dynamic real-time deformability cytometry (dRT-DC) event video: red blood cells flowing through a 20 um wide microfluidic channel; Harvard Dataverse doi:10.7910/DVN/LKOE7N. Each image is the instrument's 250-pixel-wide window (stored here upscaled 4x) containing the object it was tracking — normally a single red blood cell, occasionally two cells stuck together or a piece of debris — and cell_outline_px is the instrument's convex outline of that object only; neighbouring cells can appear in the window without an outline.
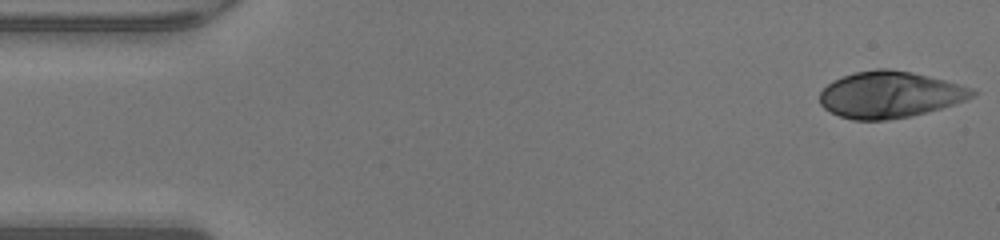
{"species": "human", "species_latin": "Homo sapiens", "temperature_condition": "warm", "stored_images_in_passage": 47, "camera_frame_rate_fps": 3000, "um_per_image_px": 0.085, "donor": {"sex": "male"}, "frame": {"image": 1, "passage_image": 1, "time_ms": 0.0, "image_size_px": [1000, 240], "cell_outline_px": [[976, 92], [972, 96], [964, 100], [940, 108], [912, 116], [888, 120], [852, 120], [840, 116], [824, 108], [820, 104], [820, 92], [832, 80], [856, 72], [876, 68], [888, 68], [912, 72], [944, 80], [972, 88]], "centroid_in_image_um": [75.59, 8.04], "position_along_channel_um": 9.4, "area_um2": 41.04}}
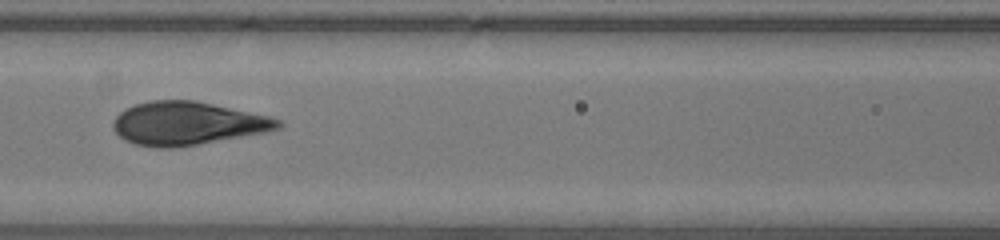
{"frame": {"image": 2, "passage_image": 20, "time_ms": 6.333, "image_size_px": [1000, 240], "cell_outline_px": [[284, 124], [280, 128], [264, 132], [196, 144], [172, 148], [160, 148], [136, 144], [124, 140], [112, 128], [112, 120], [124, 108], [136, 104], [152, 100], [196, 100], [268, 116], [280, 120]], "centroid_in_image_um": [15.88, 10.48], "position_along_channel_um": 150.7, "area_um2": 41.27}}
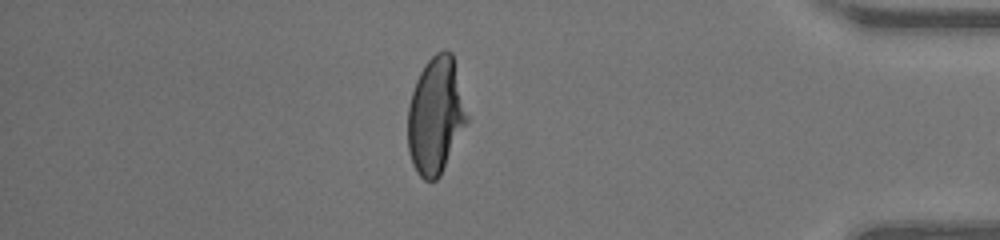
{"frame": {"image": 3, "passage_image": 40, "time_ms": 13.0, "image_size_px": [1000, 240], "cell_outline_px": [[468, 120], [440, 176], [436, 180], [424, 180], [416, 172], [412, 164], [408, 152], [408, 108], [412, 92], [416, 80], [424, 64], [436, 52], [444, 48], [452, 52], [468, 116]], "centroid_in_image_um": [37.02, 9.82], "position_along_channel_um": 398.2, "area_um2": 40.23}, "authors_computed_cell_mechanics": {"area_um2": 40.749, "velocity_mm_per_s": 4.3304, "shape_relaxation_time_tau1_ms": 4.1302, "shape_relaxation_time_tau2_ms": null, "deformation_change_tau1": 0.233, "deformation_change_tau2": null}}